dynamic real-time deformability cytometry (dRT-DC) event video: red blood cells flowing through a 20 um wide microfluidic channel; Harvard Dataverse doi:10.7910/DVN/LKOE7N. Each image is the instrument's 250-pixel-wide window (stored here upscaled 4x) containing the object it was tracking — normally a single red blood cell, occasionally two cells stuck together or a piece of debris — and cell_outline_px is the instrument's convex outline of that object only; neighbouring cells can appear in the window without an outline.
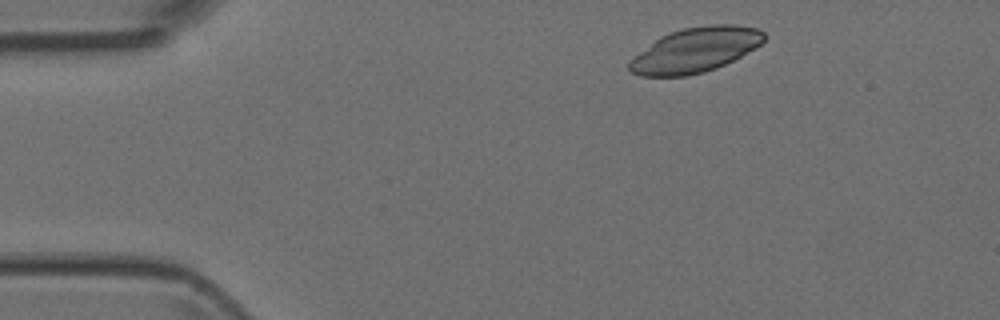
{"species": "Egyptian fruit bat (a non-hibernating species)", "species_latin": "Rousettus aegyptiacus", "temperature_condition": "room temperature", "stored_images_in_passage": 5, "segment_of_instrument_passage": [2, 2], "camera_frame_rate_fps": 3000, "um_per_image_px": 0.085, "animal": {"sex": "female"}, "frame": {"image": 1, "passage_image": 5, "time_ms": 1.333, "image_size_px": [1000, 320], "cell_outline_px": [[768, 36], [756, 48], [716, 68], [704, 72], [688, 76], [640, 76], [632, 72], [628, 68], [628, 64], [640, 52], [660, 36], [668, 32], [684, 28], [708, 24], [736, 24], [760, 28]], "centroid_in_image_um": [59.15, 4.23], "position_along_channel_um": 25.8, "area_um2": 35.14}}